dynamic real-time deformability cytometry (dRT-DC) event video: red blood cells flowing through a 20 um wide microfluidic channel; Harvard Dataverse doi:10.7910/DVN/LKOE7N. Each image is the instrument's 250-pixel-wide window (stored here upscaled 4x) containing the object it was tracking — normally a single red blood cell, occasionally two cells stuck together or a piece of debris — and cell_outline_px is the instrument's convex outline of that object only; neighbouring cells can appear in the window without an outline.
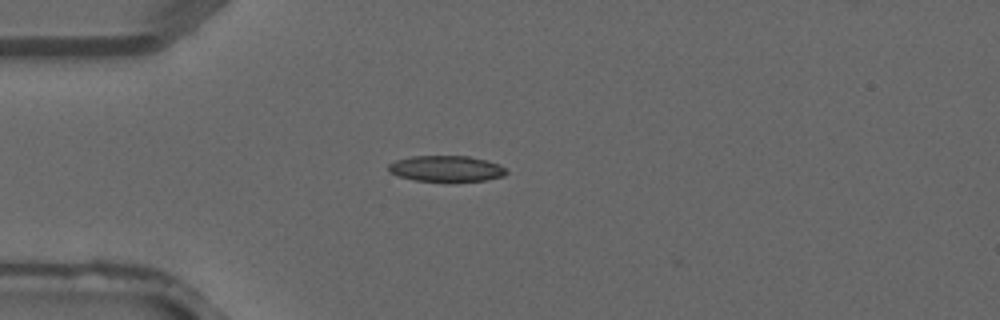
{"species": "common noctule bat (a hibernating species)", "species_latin": "Nyctalus noctula", "temperature_condition": "warm", "stored_images_in_passage": 2, "camera_frame_rate_fps": 3000, "um_per_image_px": 0.085, "animal": {"sex": "male", "forearm_length_mm": 52.5}, "frame": {"image": 1, "passage_image": 2, "time_ms": 0.333, "image_size_px": [1000, 320], "cell_outline_px": [[508, 172], [504, 176], [488, 180], [416, 180], [400, 176], [388, 172], [388, 164], [396, 160], [412, 156], [468, 156], [488, 160], [500, 164]], "centroid_in_image_um": [37.95, 14.31], "position_along_channel_um": 47.0, "area_um2": 17.57}}